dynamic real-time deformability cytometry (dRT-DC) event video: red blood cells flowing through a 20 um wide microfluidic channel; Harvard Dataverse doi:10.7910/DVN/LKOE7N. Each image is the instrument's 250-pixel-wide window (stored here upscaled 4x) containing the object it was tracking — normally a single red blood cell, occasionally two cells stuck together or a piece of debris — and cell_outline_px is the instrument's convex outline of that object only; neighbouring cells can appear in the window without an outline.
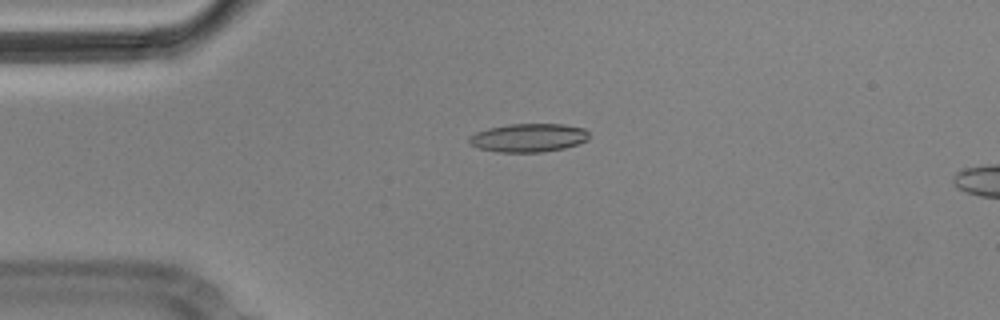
{"species": "Egyptian fruit bat (a non-hibernating species)", "species_latin": "Rousettus aegyptiacus", "temperature_condition": "cold", "stored_images_in_passage": 2, "camera_frame_rate_fps": 3000, "um_per_image_px": 0.085, "animal": {"sex": "male"}, "frame": {"image": 1, "passage_image": 1, "time_ms": 0.0, "image_size_px": [1000, 320], "cell_outline_px": [[588, 140], [564, 148], [540, 152], [496, 152], [480, 148], [468, 144], [468, 136], [476, 132], [488, 128], [508, 124], [564, 124], [584, 128], [588, 132]], "centroid_in_image_um": [44.89, 11.7], "position_along_channel_um": 40.1, "area_um2": 19.94}}